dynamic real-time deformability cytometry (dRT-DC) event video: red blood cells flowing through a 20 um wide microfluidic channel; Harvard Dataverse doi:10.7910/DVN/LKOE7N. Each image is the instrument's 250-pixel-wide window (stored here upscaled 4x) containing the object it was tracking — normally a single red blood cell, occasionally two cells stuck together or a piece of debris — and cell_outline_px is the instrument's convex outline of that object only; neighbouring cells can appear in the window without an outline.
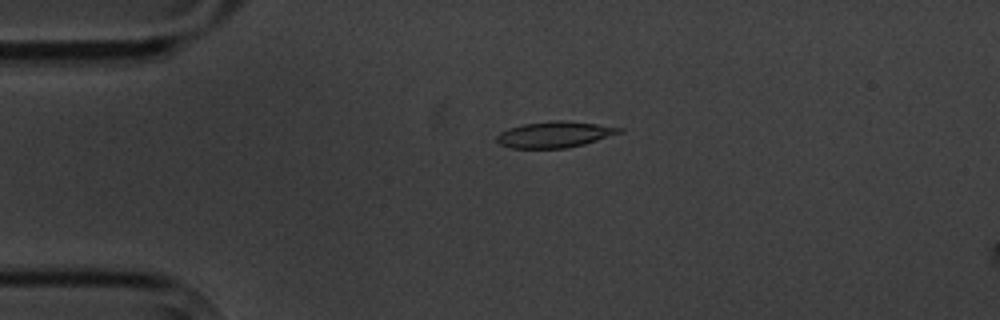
{"species": "common noctule bat (a hibernating species)", "species_latin": "Nyctalus noctula", "temperature_condition": "cold", "stored_images_in_passage": 5, "camera_frame_rate_fps": 3000, "um_per_image_px": 0.085, "animal": {"sex": "male", "body_mass_g": 20.1, "forearm_length_mm": 53.5}, "frame": {"image": 1, "passage_image": 5, "time_ms": 4.667, "image_size_px": [1000, 320], "cell_outline_px": [[624, 132], [584, 144], [568, 148], [512, 148], [500, 144], [496, 140], [496, 136], [500, 132], [508, 128], [524, 124], [556, 120], [564, 120], [596, 124], [624, 128]], "centroid_in_image_um": [47.16, 11.43], "position_along_channel_um": 37.8, "area_um2": 18.61}}